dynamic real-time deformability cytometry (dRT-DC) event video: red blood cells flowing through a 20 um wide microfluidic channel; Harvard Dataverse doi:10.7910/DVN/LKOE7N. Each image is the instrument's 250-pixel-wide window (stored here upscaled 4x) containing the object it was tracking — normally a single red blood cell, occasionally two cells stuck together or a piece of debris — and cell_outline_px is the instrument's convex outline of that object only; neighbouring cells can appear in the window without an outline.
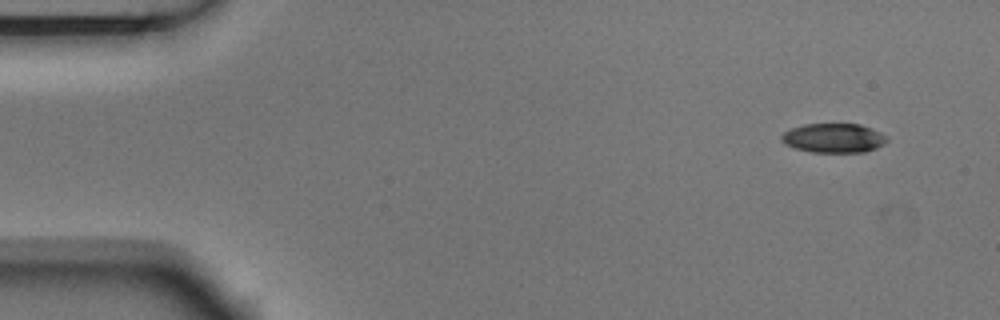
{"species": "Egyptian fruit bat (a non-hibernating species)", "species_latin": "Rousettus aegyptiacus", "temperature_condition": "room temperature", "stored_images_in_passage": 4, "camera_frame_rate_fps": 3000, "um_per_image_px": 0.085, "animal": {"sex": "male"}, "frame": {"image": 1, "passage_image": 1, "time_ms": 0.0, "image_size_px": [1000, 320], "cell_outline_px": [[888, 140], [884, 144], [876, 148], [864, 152], [812, 152], [796, 148], [784, 144], [780, 140], [780, 136], [784, 132], [792, 128], [804, 124], [860, 124], [872, 128], [880, 132]], "centroid_in_image_um": [70.84, 11.73], "position_along_channel_um": 14.2, "area_um2": 17.98}}
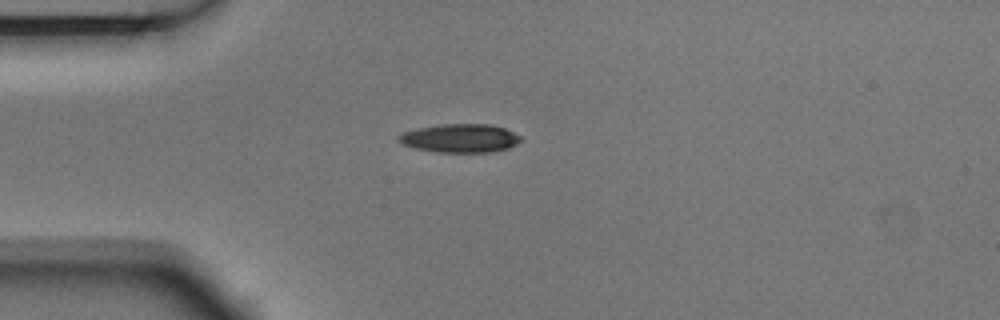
{"frame": {"image": 2, "passage_image": 4, "time_ms": 1.0, "image_size_px": [1000, 320], "cell_outline_px": [[524, 140], [508, 148], [492, 152], [436, 152], [416, 148], [404, 144], [396, 140], [396, 136], [404, 132], [420, 128], [440, 124], [492, 124], [504, 128], [520, 136]], "centroid_in_image_um": [39.13, 11.75], "position_along_channel_um": 45.9, "area_um2": 20.29}}